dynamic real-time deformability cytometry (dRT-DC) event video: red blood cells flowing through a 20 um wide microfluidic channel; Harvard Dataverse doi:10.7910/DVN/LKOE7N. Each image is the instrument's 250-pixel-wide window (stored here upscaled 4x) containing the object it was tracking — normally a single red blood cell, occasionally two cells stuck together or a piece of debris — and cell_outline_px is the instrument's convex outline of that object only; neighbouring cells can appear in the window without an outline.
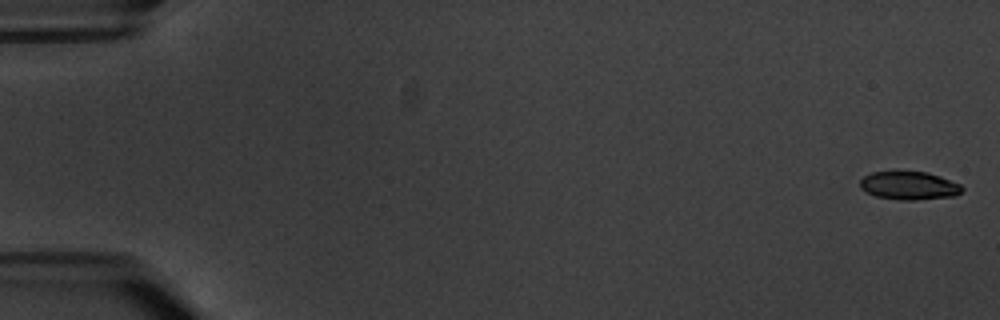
{"species": "common noctule bat (a hibernating species)", "species_latin": "Nyctalus noctula", "temperature_condition": "warm", "stored_images_in_passage": 3, "camera_frame_rate_fps": 3000, "um_per_image_px": 0.085, "animal": {"sex": "male", "body_mass_g": 20.1, "forearm_length_mm": 53.5}, "frame": {"image": 1, "passage_image": 1, "time_ms": 0.0, "image_size_px": [1000, 320], "cell_outline_px": [[964, 188], [956, 196], [916, 200], [900, 200], [876, 196], [860, 188], [860, 180], [864, 176], [872, 172], [896, 168], [928, 172], [940, 176], [960, 184]], "centroid_in_image_um": [77.25, 15.72], "position_along_channel_um": 7.8, "area_um2": 17.51}}